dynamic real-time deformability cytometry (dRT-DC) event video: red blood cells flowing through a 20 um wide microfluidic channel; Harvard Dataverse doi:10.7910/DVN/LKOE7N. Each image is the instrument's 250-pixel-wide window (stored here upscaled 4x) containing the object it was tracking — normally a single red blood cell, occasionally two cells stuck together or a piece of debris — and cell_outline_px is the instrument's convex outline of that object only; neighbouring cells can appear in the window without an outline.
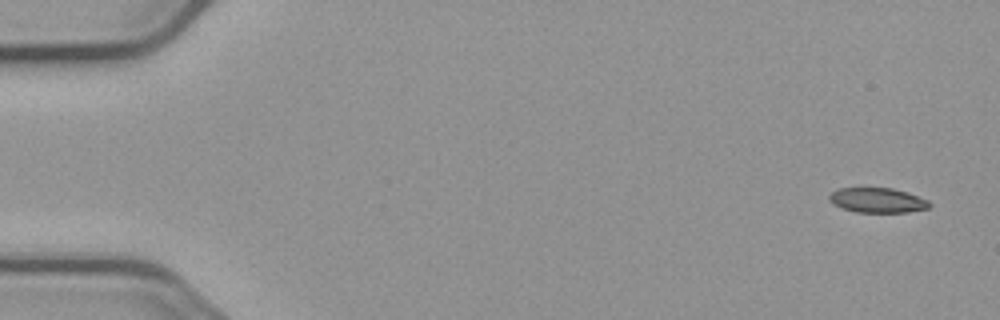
{"species": "common noctule bat (a hibernating species)", "species_latin": "Nyctalus noctula", "temperature_condition": "cold", "stored_images_in_passage": 5, "camera_frame_rate_fps": 3000, "um_per_image_px": 0.085, "animal": {"sex": "male", "body_mass_g": 23.1, "forearm_length_mm": 52.7}, "frame": {"image": 1, "passage_image": 1, "time_ms": 0.0, "image_size_px": [1000, 320], "cell_outline_px": [[932, 204], [928, 208], [908, 212], [856, 212], [832, 204], [828, 200], [828, 196], [832, 192], [840, 188], [892, 188], [908, 192], [928, 200]], "centroid_in_image_um": [74.59, 17.02], "position_along_channel_um": 10.4, "area_um2": 14.51}}
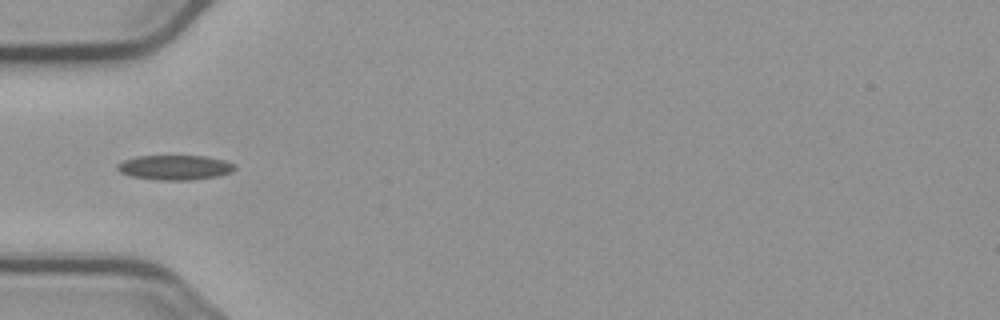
{"frame": {"image": 2, "passage_image": 5, "time_ms": 5.333, "image_size_px": [1000, 320], "cell_outline_px": [[236, 168], [232, 172], [216, 176], [192, 180], [160, 180], [132, 176], [120, 172], [116, 168], [116, 164], [124, 160], [136, 156], [208, 156], [224, 160], [236, 164]], "centroid_in_image_um": [14.88, 14.23], "position_along_channel_um": 70.1, "area_um2": 16.99}}